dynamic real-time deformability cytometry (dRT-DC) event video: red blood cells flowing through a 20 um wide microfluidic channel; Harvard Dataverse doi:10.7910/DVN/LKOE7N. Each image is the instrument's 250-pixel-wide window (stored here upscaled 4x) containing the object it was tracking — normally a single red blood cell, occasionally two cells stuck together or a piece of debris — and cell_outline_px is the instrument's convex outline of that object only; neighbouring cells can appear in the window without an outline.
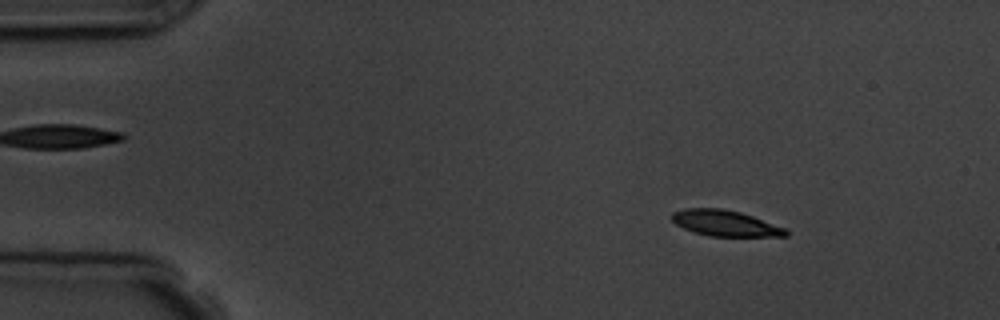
{"species": "common noctule bat (a hibernating species)", "species_latin": "Nyctalus noctula", "temperature_condition": "room temperature", "stored_images_in_passage": 4, "camera_frame_rate_fps": 3000, "um_per_image_px": 0.085, "animal": {"sex": "male", "body_mass_g": 19.5, "forearm_length_mm": 54.6}, "frame": {"image": 1, "passage_image": 2, "time_ms": 1.333, "image_size_px": [1000, 320], "cell_outline_px": [[788, 236], [708, 236], [692, 232], [676, 224], [668, 216], [672, 212], [684, 208], [720, 208], [740, 212], [752, 216], [784, 228], [788, 232]], "centroid_in_image_um": [61.56, 18.97], "position_along_channel_um": 23.4, "area_um2": 17.17}}